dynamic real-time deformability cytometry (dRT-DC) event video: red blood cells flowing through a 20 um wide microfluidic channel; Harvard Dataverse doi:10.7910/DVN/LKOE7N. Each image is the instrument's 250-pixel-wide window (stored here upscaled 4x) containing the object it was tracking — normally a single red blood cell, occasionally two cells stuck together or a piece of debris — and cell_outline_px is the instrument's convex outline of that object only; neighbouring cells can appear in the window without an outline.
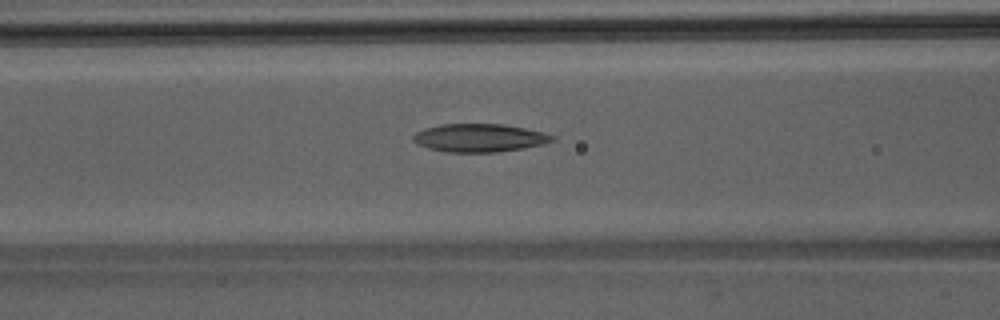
{"species": "Egyptian fruit bat (a non-hibernating species)", "species_latin": "Rousettus aegyptiacus", "temperature_condition": "room temperature", "stored_images_in_passage": 48, "camera_frame_rate_fps": 3000, "um_per_image_px": 0.085, "animal": {"sex": "male"}, "frame": {"image": 1, "passage_image": 20, "time_ms": 6.333, "image_size_px": [1000, 320], "cell_outline_px": [[556, 140], [544, 144], [524, 148], [496, 152], [448, 152], [428, 148], [416, 144], [412, 140], [412, 136], [416, 132], [424, 128], [440, 124], [500, 124], [524, 128], [544, 132], [556, 136]], "centroid_in_image_um": [40.75, 11.72], "position_along_channel_um": 125.8, "area_um2": 22.95}}
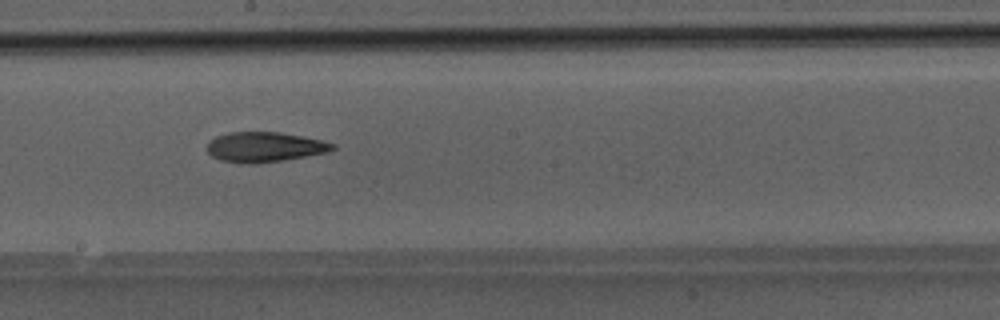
{"frame": {"image": 2, "passage_image": 27, "time_ms": 8.667, "image_size_px": [1000, 320], "cell_outline_px": [[336, 148], [328, 152], [284, 160], [256, 164], [240, 164], [220, 160], [212, 156], [208, 152], [208, 140], [216, 136], [228, 132], [280, 132], [320, 140], [336, 144]], "centroid_in_image_um": [22.46, 12.5], "position_along_channel_um": 225.7, "area_um2": 22.08}}
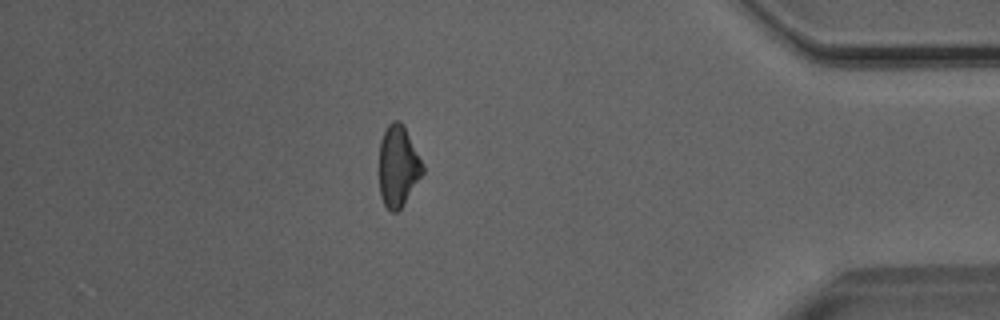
{"frame": {"image": 3, "passage_image": 42, "time_ms": 13.667, "image_size_px": [1000, 320], "cell_outline_px": [[424, 172], [400, 208], [396, 212], [392, 212], [384, 204], [380, 196], [380, 140], [388, 124], [392, 120], [400, 120], [404, 124], [424, 168]], "centroid_in_image_um": [33.83, 14.09], "position_along_channel_um": 401.4, "area_um2": 20.23}}